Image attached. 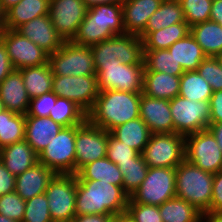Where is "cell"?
<instances>
[{
    "mask_svg": "<svg viewBox=\"0 0 222 222\" xmlns=\"http://www.w3.org/2000/svg\"><path fill=\"white\" fill-rule=\"evenodd\" d=\"M142 156L148 167L176 168L185 159V136L152 133Z\"/></svg>",
    "mask_w": 222,
    "mask_h": 222,
    "instance_id": "9",
    "label": "cell"
},
{
    "mask_svg": "<svg viewBox=\"0 0 222 222\" xmlns=\"http://www.w3.org/2000/svg\"><path fill=\"white\" fill-rule=\"evenodd\" d=\"M129 195L123 187L104 181H77L76 215L104 214L118 215L126 212Z\"/></svg>",
    "mask_w": 222,
    "mask_h": 222,
    "instance_id": "1",
    "label": "cell"
},
{
    "mask_svg": "<svg viewBox=\"0 0 222 222\" xmlns=\"http://www.w3.org/2000/svg\"><path fill=\"white\" fill-rule=\"evenodd\" d=\"M121 4H102L87 10L73 43L91 47L117 34H124Z\"/></svg>",
    "mask_w": 222,
    "mask_h": 222,
    "instance_id": "3",
    "label": "cell"
},
{
    "mask_svg": "<svg viewBox=\"0 0 222 222\" xmlns=\"http://www.w3.org/2000/svg\"><path fill=\"white\" fill-rule=\"evenodd\" d=\"M110 133L117 140L130 146L140 154L144 151L152 134L147 124L140 117L115 127Z\"/></svg>",
    "mask_w": 222,
    "mask_h": 222,
    "instance_id": "29",
    "label": "cell"
},
{
    "mask_svg": "<svg viewBox=\"0 0 222 222\" xmlns=\"http://www.w3.org/2000/svg\"><path fill=\"white\" fill-rule=\"evenodd\" d=\"M62 127L50 117L25 116V140L39 155Z\"/></svg>",
    "mask_w": 222,
    "mask_h": 222,
    "instance_id": "23",
    "label": "cell"
},
{
    "mask_svg": "<svg viewBox=\"0 0 222 222\" xmlns=\"http://www.w3.org/2000/svg\"><path fill=\"white\" fill-rule=\"evenodd\" d=\"M49 55L59 50L65 40L56 31L49 15H43L30 20L16 29Z\"/></svg>",
    "mask_w": 222,
    "mask_h": 222,
    "instance_id": "18",
    "label": "cell"
},
{
    "mask_svg": "<svg viewBox=\"0 0 222 222\" xmlns=\"http://www.w3.org/2000/svg\"><path fill=\"white\" fill-rule=\"evenodd\" d=\"M52 92L58 97L71 100L88 114L93 108L99 93L96 75H54Z\"/></svg>",
    "mask_w": 222,
    "mask_h": 222,
    "instance_id": "14",
    "label": "cell"
},
{
    "mask_svg": "<svg viewBox=\"0 0 222 222\" xmlns=\"http://www.w3.org/2000/svg\"><path fill=\"white\" fill-rule=\"evenodd\" d=\"M16 176L0 161V196L15 191Z\"/></svg>",
    "mask_w": 222,
    "mask_h": 222,
    "instance_id": "48",
    "label": "cell"
},
{
    "mask_svg": "<svg viewBox=\"0 0 222 222\" xmlns=\"http://www.w3.org/2000/svg\"><path fill=\"white\" fill-rule=\"evenodd\" d=\"M25 200L15 191L0 196V214L17 222H22Z\"/></svg>",
    "mask_w": 222,
    "mask_h": 222,
    "instance_id": "42",
    "label": "cell"
},
{
    "mask_svg": "<svg viewBox=\"0 0 222 222\" xmlns=\"http://www.w3.org/2000/svg\"><path fill=\"white\" fill-rule=\"evenodd\" d=\"M144 71L164 72L169 75L181 76L184 73L168 49L143 50Z\"/></svg>",
    "mask_w": 222,
    "mask_h": 222,
    "instance_id": "36",
    "label": "cell"
},
{
    "mask_svg": "<svg viewBox=\"0 0 222 222\" xmlns=\"http://www.w3.org/2000/svg\"><path fill=\"white\" fill-rule=\"evenodd\" d=\"M217 140L220 150L222 151V123H210L207 128Z\"/></svg>",
    "mask_w": 222,
    "mask_h": 222,
    "instance_id": "53",
    "label": "cell"
},
{
    "mask_svg": "<svg viewBox=\"0 0 222 222\" xmlns=\"http://www.w3.org/2000/svg\"><path fill=\"white\" fill-rule=\"evenodd\" d=\"M176 196V168L149 167L140 187L128 202L160 206Z\"/></svg>",
    "mask_w": 222,
    "mask_h": 222,
    "instance_id": "6",
    "label": "cell"
},
{
    "mask_svg": "<svg viewBox=\"0 0 222 222\" xmlns=\"http://www.w3.org/2000/svg\"><path fill=\"white\" fill-rule=\"evenodd\" d=\"M0 39L6 46L14 69L19 70L48 63L49 54L16 30L5 29L0 34Z\"/></svg>",
    "mask_w": 222,
    "mask_h": 222,
    "instance_id": "16",
    "label": "cell"
},
{
    "mask_svg": "<svg viewBox=\"0 0 222 222\" xmlns=\"http://www.w3.org/2000/svg\"><path fill=\"white\" fill-rule=\"evenodd\" d=\"M113 222H136L132 216L126 211L123 213H119L115 215L113 218Z\"/></svg>",
    "mask_w": 222,
    "mask_h": 222,
    "instance_id": "56",
    "label": "cell"
},
{
    "mask_svg": "<svg viewBox=\"0 0 222 222\" xmlns=\"http://www.w3.org/2000/svg\"><path fill=\"white\" fill-rule=\"evenodd\" d=\"M190 33L201 46L207 57L222 53V27L214 21H205L190 27Z\"/></svg>",
    "mask_w": 222,
    "mask_h": 222,
    "instance_id": "31",
    "label": "cell"
},
{
    "mask_svg": "<svg viewBox=\"0 0 222 222\" xmlns=\"http://www.w3.org/2000/svg\"><path fill=\"white\" fill-rule=\"evenodd\" d=\"M136 222H163L158 206L128 202L126 210Z\"/></svg>",
    "mask_w": 222,
    "mask_h": 222,
    "instance_id": "45",
    "label": "cell"
},
{
    "mask_svg": "<svg viewBox=\"0 0 222 222\" xmlns=\"http://www.w3.org/2000/svg\"><path fill=\"white\" fill-rule=\"evenodd\" d=\"M162 2L163 0H124L121 5L125 33L139 36Z\"/></svg>",
    "mask_w": 222,
    "mask_h": 222,
    "instance_id": "20",
    "label": "cell"
},
{
    "mask_svg": "<svg viewBox=\"0 0 222 222\" xmlns=\"http://www.w3.org/2000/svg\"><path fill=\"white\" fill-rule=\"evenodd\" d=\"M48 205L45 193L26 200L22 222H53Z\"/></svg>",
    "mask_w": 222,
    "mask_h": 222,
    "instance_id": "41",
    "label": "cell"
},
{
    "mask_svg": "<svg viewBox=\"0 0 222 222\" xmlns=\"http://www.w3.org/2000/svg\"><path fill=\"white\" fill-rule=\"evenodd\" d=\"M5 30V12L0 5V34Z\"/></svg>",
    "mask_w": 222,
    "mask_h": 222,
    "instance_id": "58",
    "label": "cell"
},
{
    "mask_svg": "<svg viewBox=\"0 0 222 222\" xmlns=\"http://www.w3.org/2000/svg\"><path fill=\"white\" fill-rule=\"evenodd\" d=\"M158 209L163 222H201L202 212L176 196L158 206Z\"/></svg>",
    "mask_w": 222,
    "mask_h": 222,
    "instance_id": "34",
    "label": "cell"
},
{
    "mask_svg": "<svg viewBox=\"0 0 222 222\" xmlns=\"http://www.w3.org/2000/svg\"><path fill=\"white\" fill-rule=\"evenodd\" d=\"M0 222H17L12 219H8L6 216L0 214Z\"/></svg>",
    "mask_w": 222,
    "mask_h": 222,
    "instance_id": "59",
    "label": "cell"
},
{
    "mask_svg": "<svg viewBox=\"0 0 222 222\" xmlns=\"http://www.w3.org/2000/svg\"><path fill=\"white\" fill-rule=\"evenodd\" d=\"M81 0H50L49 17L65 41H71L87 14Z\"/></svg>",
    "mask_w": 222,
    "mask_h": 222,
    "instance_id": "17",
    "label": "cell"
},
{
    "mask_svg": "<svg viewBox=\"0 0 222 222\" xmlns=\"http://www.w3.org/2000/svg\"><path fill=\"white\" fill-rule=\"evenodd\" d=\"M114 215L83 214L76 215L72 222H112Z\"/></svg>",
    "mask_w": 222,
    "mask_h": 222,
    "instance_id": "51",
    "label": "cell"
},
{
    "mask_svg": "<svg viewBox=\"0 0 222 222\" xmlns=\"http://www.w3.org/2000/svg\"><path fill=\"white\" fill-rule=\"evenodd\" d=\"M185 159L213 174L222 170V151L208 129L185 136Z\"/></svg>",
    "mask_w": 222,
    "mask_h": 222,
    "instance_id": "12",
    "label": "cell"
},
{
    "mask_svg": "<svg viewBox=\"0 0 222 222\" xmlns=\"http://www.w3.org/2000/svg\"><path fill=\"white\" fill-rule=\"evenodd\" d=\"M95 71L102 64H144L143 40L140 36L124 33L114 35L91 46Z\"/></svg>",
    "mask_w": 222,
    "mask_h": 222,
    "instance_id": "5",
    "label": "cell"
},
{
    "mask_svg": "<svg viewBox=\"0 0 222 222\" xmlns=\"http://www.w3.org/2000/svg\"><path fill=\"white\" fill-rule=\"evenodd\" d=\"M49 117L63 127L81 125L87 114L74 102L66 98L58 97Z\"/></svg>",
    "mask_w": 222,
    "mask_h": 222,
    "instance_id": "38",
    "label": "cell"
},
{
    "mask_svg": "<svg viewBox=\"0 0 222 222\" xmlns=\"http://www.w3.org/2000/svg\"><path fill=\"white\" fill-rule=\"evenodd\" d=\"M53 75L87 76L96 75L91 47L65 41L63 46L49 55Z\"/></svg>",
    "mask_w": 222,
    "mask_h": 222,
    "instance_id": "7",
    "label": "cell"
},
{
    "mask_svg": "<svg viewBox=\"0 0 222 222\" xmlns=\"http://www.w3.org/2000/svg\"><path fill=\"white\" fill-rule=\"evenodd\" d=\"M14 70L6 46L0 39V83Z\"/></svg>",
    "mask_w": 222,
    "mask_h": 222,
    "instance_id": "50",
    "label": "cell"
},
{
    "mask_svg": "<svg viewBox=\"0 0 222 222\" xmlns=\"http://www.w3.org/2000/svg\"><path fill=\"white\" fill-rule=\"evenodd\" d=\"M50 0H21L5 12V29L16 30L30 20L49 15Z\"/></svg>",
    "mask_w": 222,
    "mask_h": 222,
    "instance_id": "26",
    "label": "cell"
},
{
    "mask_svg": "<svg viewBox=\"0 0 222 222\" xmlns=\"http://www.w3.org/2000/svg\"><path fill=\"white\" fill-rule=\"evenodd\" d=\"M25 139V115L7 109L0 112V149Z\"/></svg>",
    "mask_w": 222,
    "mask_h": 222,
    "instance_id": "37",
    "label": "cell"
},
{
    "mask_svg": "<svg viewBox=\"0 0 222 222\" xmlns=\"http://www.w3.org/2000/svg\"><path fill=\"white\" fill-rule=\"evenodd\" d=\"M0 100L5 109L16 114L26 115L30 98L23 84L22 74L14 69L0 83Z\"/></svg>",
    "mask_w": 222,
    "mask_h": 222,
    "instance_id": "22",
    "label": "cell"
},
{
    "mask_svg": "<svg viewBox=\"0 0 222 222\" xmlns=\"http://www.w3.org/2000/svg\"><path fill=\"white\" fill-rule=\"evenodd\" d=\"M75 137L76 125L62 127L38 155V162L56 174H75Z\"/></svg>",
    "mask_w": 222,
    "mask_h": 222,
    "instance_id": "8",
    "label": "cell"
},
{
    "mask_svg": "<svg viewBox=\"0 0 222 222\" xmlns=\"http://www.w3.org/2000/svg\"><path fill=\"white\" fill-rule=\"evenodd\" d=\"M144 64H102L96 70L99 91L142 92Z\"/></svg>",
    "mask_w": 222,
    "mask_h": 222,
    "instance_id": "13",
    "label": "cell"
},
{
    "mask_svg": "<svg viewBox=\"0 0 222 222\" xmlns=\"http://www.w3.org/2000/svg\"><path fill=\"white\" fill-rule=\"evenodd\" d=\"M168 50L184 71L197 70L207 57L191 33L173 43Z\"/></svg>",
    "mask_w": 222,
    "mask_h": 222,
    "instance_id": "28",
    "label": "cell"
},
{
    "mask_svg": "<svg viewBox=\"0 0 222 222\" xmlns=\"http://www.w3.org/2000/svg\"><path fill=\"white\" fill-rule=\"evenodd\" d=\"M197 72L209 83L213 92L222 90V66L216 57H206Z\"/></svg>",
    "mask_w": 222,
    "mask_h": 222,
    "instance_id": "44",
    "label": "cell"
},
{
    "mask_svg": "<svg viewBox=\"0 0 222 222\" xmlns=\"http://www.w3.org/2000/svg\"><path fill=\"white\" fill-rule=\"evenodd\" d=\"M213 94L209 83L197 70L184 71L180 76L179 96L195 101H210Z\"/></svg>",
    "mask_w": 222,
    "mask_h": 222,
    "instance_id": "35",
    "label": "cell"
},
{
    "mask_svg": "<svg viewBox=\"0 0 222 222\" xmlns=\"http://www.w3.org/2000/svg\"><path fill=\"white\" fill-rule=\"evenodd\" d=\"M208 212L222 213V170L214 174L212 199Z\"/></svg>",
    "mask_w": 222,
    "mask_h": 222,
    "instance_id": "47",
    "label": "cell"
},
{
    "mask_svg": "<svg viewBox=\"0 0 222 222\" xmlns=\"http://www.w3.org/2000/svg\"><path fill=\"white\" fill-rule=\"evenodd\" d=\"M214 174L184 159L176 167V197L194 205L202 213L211 204Z\"/></svg>",
    "mask_w": 222,
    "mask_h": 222,
    "instance_id": "4",
    "label": "cell"
},
{
    "mask_svg": "<svg viewBox=\"0 0 222 222\" xmlns=\"http://www.w3.org/2000/svg\"><path fill=\"white\" fill-rule=\"evenodd\" d=\"M107 143L108 131L92 124L88 119L81 125H76L75 174L86 164L106 157Z\"/></svg>",
    "mask_w": 222,
    "mask_h": 222,
    "instance_id": "15",
    "label": "cell"
},
{
    "mask_svg": "<svg viewBox=\"0 0 222 222\" xmlns=\"http://www.w3.org/2000/svg\"><path fill=\"white\" fill-rule=\"evenodd\" d=\"M174 133L187 136L210 126L209 101H195L176 96L170 101Z\"/></svg>",
    "mask_w": 222,
    "mask_h": 222,
    "instance_id": "11",
    "label": "cell"
},
{
    "mask_svg": "<svg viewBox=\"0 0 222 222\" xmlns=\"http://www.w3.org/2000/svg\"><path fill=\"white\" fill-rule=\"evenodd\" d=\"M141 94L142 92L118 90L99 91L93 108L87 114V119L110 132L115 127L140 117Z\"/></svg>",
    "mask_w": 222,
    "mask_h": 222,
    "instance_id": "2",
    "label": "cell"
},
{
    "mask_svg": "<svg viewBox=\"0 0 222 222\" xmlns=\"http://www.w3.org/2000/svg\"><path fill=\"white\" fill-rule=\"evenodd\" d=\"M55 175L53 170L37 162L33 167L16 176L15 192L25 201L43 194Z\"/></svg>",
    "mask_w": 222,
    "mask_h": 222,
    "instance_id": "21",
    "label": "cell"
},
{
    "mask_svg": "<svg viewBox=\"0 0 222 222\" xmlns=\"http://www.w3.org/2000/svg\"><path fill=\"white\" fill-rule=\"evenodd\" d=\"M201 222H222V213L204 212L201 216Z\"/></svg>",
    "mask_w": 222,
    "mask_h": 222,
    "instance_id": "55",
    "label": "cell"
},
{
    "mask_svg": "<svg viewBox=\"0 0 222 222\" xmlns=\"http://www.w3.org/2000/svg\"><path fill=\"white\" fill-rule=\"evenodd\" d=\"M140 153L117 140L110 132H108V143L106 157L113 163H127L132 162Z\"/></svg>",
    "mask_w": 222,
    "mask_h": 222,
    "instance_id": "43",
    "label": "cell"
},
{
    "mask_svg": "<svg viewBox=\"0 0 222 222\" xmlns=\"http://www.w3.org/2000/svg\"><path fill=\"white\" fill-rule=\"evenodd\" d=\"M123 176V190L129 197L140 187L147 176L148 166L142 156L139 154L132 162L116 163Z\"/></svg>",
    "mask_w": 222,
    "mask_h": 222,
    "instance_id": "39",
    "label": "cell"
},
{
    "mask_svg": "<svg viewBox=\"0 0 222 222\" xmlns=\"http://www.w3.org/2000/svg\"><path fill=\"white\" fill-rule=\"evenodd\" d=\"M181 22H185L181 3L163 0L160 7L150 16L145 30L139 36L143 39L149 32Z\"/></svg>",
    "mask_w": 222,
    "mask_h": 222,
    "instance_id": "32",
    "label": "cell"
},
{
    "mask_svg": "<svg viewBox=\"0 0 222 222\" xmlns=\"http://www.w3.org/2000/svg\"><path fill=\"white\" fill-rule=\"evenodd\" d=\"M76 174H56L45 191L53 222H72L76 216Z\"/></svg>",
    "mask_w": 222,
    "mask_h": 222,
    "instance_id": "10",
    "label": "cell"
},
{
    "mask_svg": "<svg viewBox=\"0 0 222 222\" xmlns=\"http://www.w3.org/2000/svg\"><path fill=\"white\" fill-rule=\"evenodd\" d=\"M56 100L57 95L52 91L30 99L28 112L25 116L49 117Z\"/></svg>",
    "mask_w": 222,
    "mask_h": 222,
    "instance_id": "46",
    "label": "cell"
},
{
    "mask_svg": "<svg viewBox=\"0 0 222 222\" xmlns=\"http://www.w3.org/2000/svg\"><path fill=\"white\" fill-rule=\"evenodd\" d=\"M139 113L151 133H174L169 100L141 94Z\"/></svg>",
    "mask_w": 222,
    "mask_h": 222,
    "instance_id": "19",
    "label": "cell"
},
{
    "mask_svg": "<svg viewBox=\"0 0 222 222\" xmlns=\"http://www.w3.org/2000/svg\"><path fill=\"white\" fill-rule=\"evenodd\" d=\"M222 66V53L216 57Z\"/></svg>",
    "mask_w": 222,
    "mask_h": 222,
    "instance_id": "60",
    "label": "cell"
},
{
    "mask_svg": "<svg viewBox=\"0 0 222 222\" xmlns=\"http://www.w3.org/2000/svg\"><path fill=\"white\" fill-rule=\"evenodd\" d=\"M0 161L14 176L20 175L38 162V155L22 140L0 149Z\"/></svg>",
    "mask_w": 222,
    "mask_h": 222,
    "instance_id": "24",
    "label": "cell"
},
{
    "mask_svg": "<svg viewBox=\"0 0 222 222\" xmlns=\"http://www.w3.org/2000/svg\"><path fill=\"white\" fill-rule=\"evenodd\" d=\"M210 20L217 22L222 27V0H213Z\"/></svg>",
    "mask_w": 222,
    "mask_h": 222,
    "instance_id": "52",
    "label": "cell"
},
{
    "mask_svg": "<svg viewBox=\"0 0 222 222\" xmlns=\"http://www.w3.org/2000/svg\"><path fill=\"white\" fill-rule=\"evenodd\" d=\"M84 5L89 9L93 6L102 4H122L124 0H81Z\"/></svg>",
    "mask_w": 222,
    "mask_h": 222,
    "instance_id": "54",
    "label": "cell"
},
{
    "mask_svg": "<svg viewBox=\"0 0 222 222\" xmlns=\"http://www.w3.org/2000/svg\"><path fill=\"white\" fill-rule=\"evenodd\" d=\"M21 0H0L1 8L4 12L10 9L12 6L17 5Z\"/></svg>",
    "mask_w": 222,
    "mask_h": 222,
    "instance_id": "57",
    "label": "cell"
},
{
    "mask_svg": "<svg viewBox=\"0 0 222 222\" xmlns=\"http://www.w3.org/2000/svg\"><path fill=\"white\" fill-rule=\"evenodd\" d=\"M30 99L52 91L54 75L48 63L19 69Z\"/></svg>",
    "mask_w": 222,
    "mask_h": 222,
    "instance_id": "30",
    "label": "cell"
},
{
    "mask_svg": "<svg viewBox=\"0 0 222 222\" xmlns=\"http://www.w3.org/2000/svg\"><path fill=\"white\" fill-rule=\"evenodd\" d=\"M3 110H5L4 106H3V103L1 102L0 100V112H2Z\"/></svg>",
    "mask_w": 222,
    "mask_h": 222,
    "instance_id": "61",
    "label": "cell"
},
{
    "mask_svg": "<svg viewBox=\"0 0 222 222\" xmlns=\"http://www.w3.org/2000/svg\"><path fill=\"white\" fill-rule=\"evenodd\" d=\"M190 33L188 23H176L158 31L149 32L143 40V50L168 49L173 43Z\"/></svg>",
    "mask_w": 222,
    "mask_h": 222,
    "instance_id": "33",
    "label": "cell"
},
{
    "mask_svg": "<svg viewBox=\"0 0 222 222\" xmlns=\"http://www.w3.org/2000/svg\"><path fill=\"white\" fill-rule=\"evenodd\" d=\"M171 1H175V2H179L180 3L182 0H171Z\"/></svg>",
    "mask_w": 222,
    "mask_h": 222,
    "instance_id": "62",
    "label": "cell"
},
{
    "mask_svg": "<svg viewBox=\"0 0 222 222\" xmlns=\"http://www.w3.org/2000/svg\"><path fill=\"white\" fill-rule=\"evenodd\" d=\"M77 181H104L123 187V176L118 166L107 157L86 164L76 172Z\"/></svg>",
    "mask_w": 222,
    "mask_h": 222,
    "instance_id": "27",
    "label": "cell"
},
{
    "mask_svg": "<svg viewBox=\"0 0 222 222\" xmlns=\"http://www.w3.org/2000/svg\"><path fill=\"white\" fill-rule=\"evenodd\" d=\"M209 103L210 123H222V90L213 92Z\"/></svg>",
    "mask_w": 222,
    "mask_h": 222,
    "instance_id": "49",
    "label": "cell"
},
{
    "mask_svg": "<svg viewBox=\"0 0 222 222\" xmlns=\"http://www.w3.org/2000/svg\"><path fill=\"white\" fill-rule=\"evenodd\" d=\"M180 3L189 27L210 20L212 0H182Z\"/></svg>",
    "mask_w": 222,
    "mask_h": 222,
    "instance_id": "40",
    "label": "cell"
},
{
    "mask_svg": "<svg viewBox=\"0 0 222 222\" xmlns=\"http://www.w3.org/2000/svg\"><path fill=\"white\" fill-rule=\"evenodd\" d=\"M179 92L180 76L164 72L144 71L142 94L170 101L179 96Z\"/></svg>",
    "mask_w": 222,
    "mask_h": 222,
    "instance_id": "25",
    "label": "cell"
}]
</instances>
